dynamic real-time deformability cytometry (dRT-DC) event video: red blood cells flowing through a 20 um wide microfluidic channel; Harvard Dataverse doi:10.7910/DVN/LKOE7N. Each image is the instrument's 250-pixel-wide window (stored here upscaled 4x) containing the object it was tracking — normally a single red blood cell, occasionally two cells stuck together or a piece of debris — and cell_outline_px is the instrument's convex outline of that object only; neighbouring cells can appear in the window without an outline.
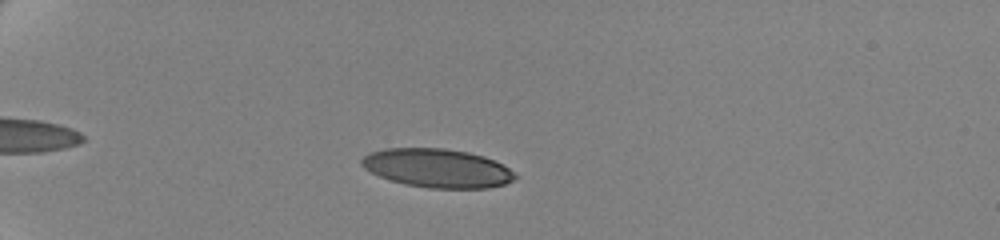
{"species": "human", "species_latin": "Homo sapiens", "temperature_condition": "cold", "stored_images_in_passage": 43, "camera_frame_rate_fps": 3000, "um_per_image_px": 0.085, "donor": {"sex": "female"}, "frame": {"image": 1, "passage_image": 1, "time_ms": 0.0, "image_size_px": [1000, 240], "cell_outline_px": [[516, 176], [512, 180], [504, 184], [488, 188], [428, 188], [404, 184], [380, 176], [364, 168], [360, 164], [360, 160], [364, 156], [372, 152], [384, 148], [444, 148], [468, 152], [484, 156], [508, 168]], "centroid_in_image_um": [37.13, 14.29], "position_along_channel_um": 47.9, "area_um2": 34.33}}
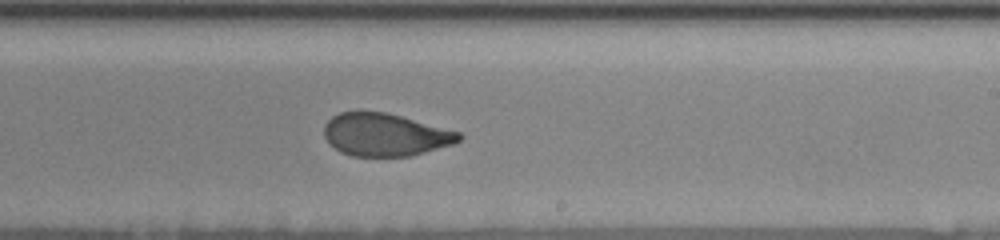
{"frame": {"image": 2, "passage_image": 23, "time_ms": 7.333, "image_size_px": [1000, 240], "cell_outline_px": [[464, 136], [460, 140], [452, 144], [408, 156], [352, 156], [340, 152], [328, 144], [324, 136], [324, 124], [332, 116], [340, 112], [360, 108], [384, 112], [400, 116], [460, 132]], "centroid_in_image_um": [32.65, 11.42], "position_along_channel_um": 256.3, "area_um2": 33.93}}
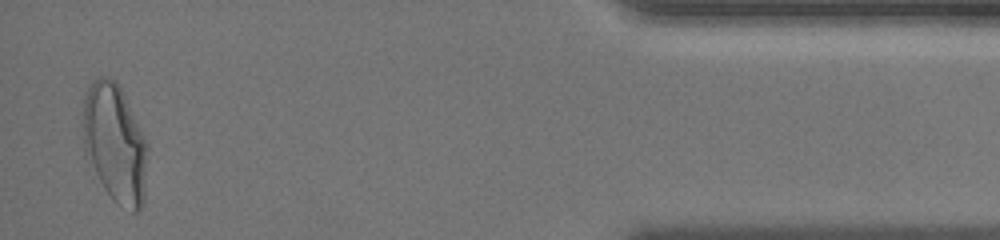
{"frame": {"image": 3, "passage_image": 42, "time_ms": 13.667, "image_size_px": [1000, 240], "cell_outline_px": [[148, 148], [144, 196], [140, 208], [136, 212], [132, 212], [116, 204], [112, 200], [104, 188], [84, 152], [80, 120], [84, 96], [88, 88], [96, 76], [104, 76], [116, 80], [144, 136]], "centroid_in_image_um": [9.72, 12.16], "position_along_channel_um": 425.5, "area_um2": 44.97}, "authors_computed_cell_mechanics": {"area_um2": 35.7782, "velocity_mm_per_s": 3.4861, "shape_relaxation_time_tau1_ms": 8.1752, "shape_relaxation_time_tau2_ms": 1.3085, "deformation_change_tau1": 0.2047, "deformation_change_tau2": 0.0745}}